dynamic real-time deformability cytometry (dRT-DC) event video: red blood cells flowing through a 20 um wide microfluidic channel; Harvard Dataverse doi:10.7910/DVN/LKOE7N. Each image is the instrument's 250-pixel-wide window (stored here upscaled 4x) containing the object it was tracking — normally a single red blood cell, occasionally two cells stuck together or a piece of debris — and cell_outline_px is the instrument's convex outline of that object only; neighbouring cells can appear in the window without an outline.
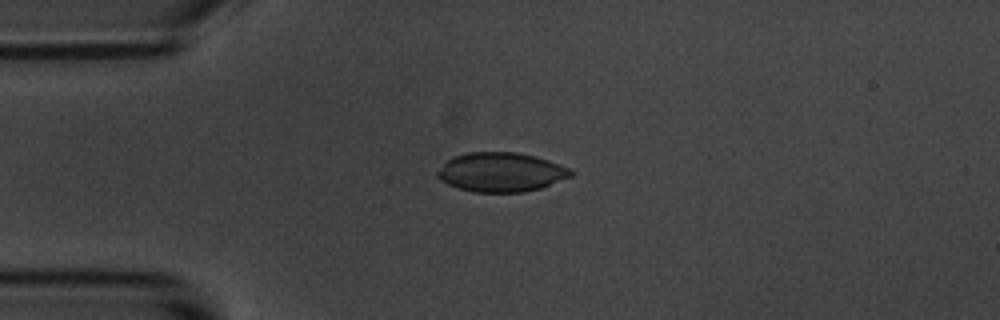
{"species": "common noctule bat (a hibernating species)", "species_latin": "Nyctalus noctula", "temperature_condition": "room temperature", "stored_images_in_passage": 6, "camera_frame_rate_fps": 3000, "um_per_image_px": 0.085, "animal": {"sex": "male", "body_mass_g": 20.1, "forearm_length_mm": 53.5}, "frame": {"image": 1, "passage_image": 3, "time_ms": 3.0, "image_size_px": [1000, 320], "cell_outline_px": [[572, 176], [540, 188], [524, 192], [472, 192], [448, 184], [440, 180], [436, 176], [436, 172], [452, 156], [468, 152], [516, 152], [536, 156], [548, 160], [568, 168], [572, 172]], "centroid_in_image_um": [42.56, 14.63], "position_along_channel_um": 42.4, "area_um2": 30.4}}
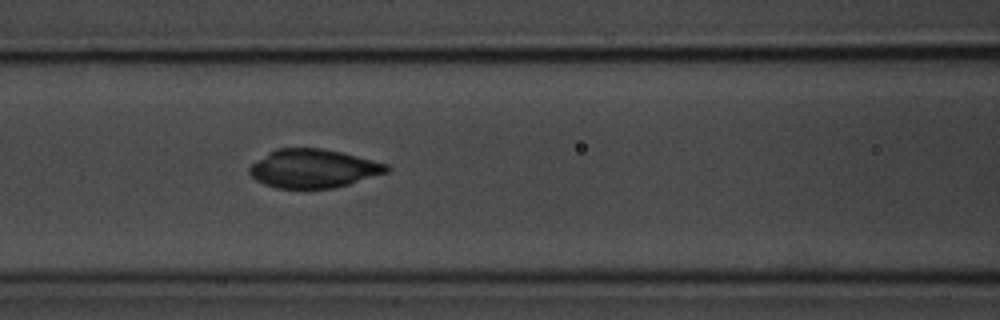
{"frame": {"image": 2, "passage_image": 6, "time_ms": 6.333, "image_size_px": [1000, 320], "cell_outline_px": [[392, 168], [388, 172], [348, 184], [332, 188], [276, 188], [264, 184], [256, 180], [248, 172], [248, 168], [256, 160], [268, 152], [276, 148], [320, 148], [340, 152], [388, 164]], "centroid_in_image_um": [26.61, 14.32], "position_along_channel_um": 140.0, "area_um2": 30.75}}